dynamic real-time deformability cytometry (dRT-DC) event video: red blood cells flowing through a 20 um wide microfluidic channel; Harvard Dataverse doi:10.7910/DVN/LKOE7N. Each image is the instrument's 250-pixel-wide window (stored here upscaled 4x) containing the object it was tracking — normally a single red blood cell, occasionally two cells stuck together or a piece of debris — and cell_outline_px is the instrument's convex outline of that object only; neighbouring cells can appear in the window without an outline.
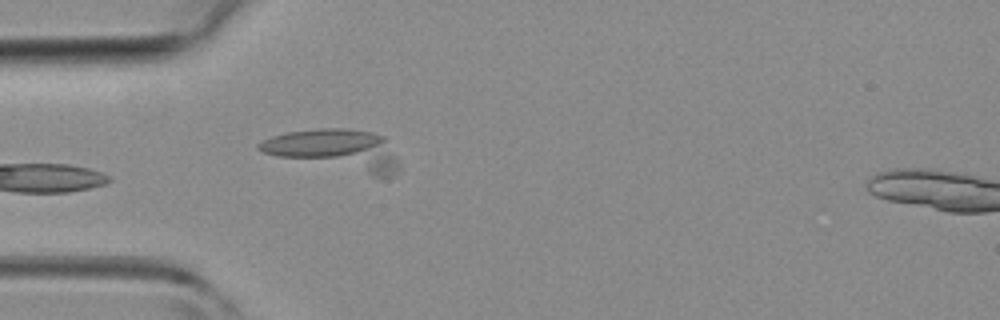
{"species": "common noctule bat (a hibernating species)", "species_latin": "Nyctalus noctula", "temperature_condition": "room temperature", "stored_images_in_passage": 6, "camera_frame_rate_fps": 3000, "um_per_image_px": 0.085, "animal": {"sex": "female", "body_mass_g": 19.3, "forearm_length_mm": 54.1}, "frame": {"image": 1, "passage_image": 5, "time_ms": 4.333, "image_size_px": [1000, 320], "cell_outline_px": [[400, 168], [392, 176], [372, 176], [276, 156], [264, 152], [256, 148], [256, 144], [272, 136], [288, 132], [316, 128], [344, 128], [372, 132], [384, 136]], "centroid_in_image_um": [28.52, 12.74], "position_along_channel_um": 56.5, "area_um2": 33.18}}